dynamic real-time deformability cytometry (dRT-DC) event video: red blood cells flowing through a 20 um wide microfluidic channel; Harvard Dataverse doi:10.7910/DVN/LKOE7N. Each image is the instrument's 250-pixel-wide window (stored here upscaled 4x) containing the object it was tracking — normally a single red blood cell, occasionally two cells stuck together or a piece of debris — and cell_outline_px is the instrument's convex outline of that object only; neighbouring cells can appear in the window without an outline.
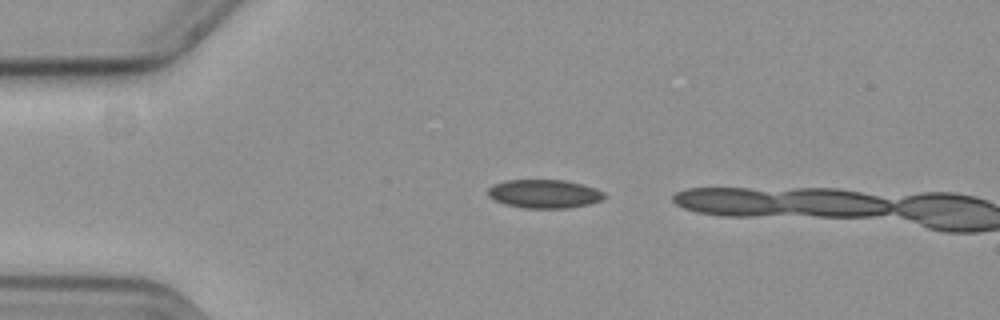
{"species": "common noctule bat (a hibernating species)", "species_latin": "Nyctalus noctula", "temperature_condition": "cold", "stored_images_in_passage": 4, "camera_frame_rate_fps": 3000, "um_per_image_px": 0.085, "animal": {"sex": "female", "body_mass_g": 19.3, "forearm_length_mm": 54.1}, "frame": {"image": 1, "passage_image": 1, "time_ms": 0.0, "image_size_px": [1000, 320], "cell_outline_px": [[604, 200], [588, 204], [568, 208], [524, 208], [504, 204], [488, 196], [488, 188], [492, 184], [504, 180], [564, 180], [580, 184], [604, 192]], "centroid_in_image_um": [46.22, 16.48], "position_along_channel_um": 38.8, "area_um2": 19.31}}